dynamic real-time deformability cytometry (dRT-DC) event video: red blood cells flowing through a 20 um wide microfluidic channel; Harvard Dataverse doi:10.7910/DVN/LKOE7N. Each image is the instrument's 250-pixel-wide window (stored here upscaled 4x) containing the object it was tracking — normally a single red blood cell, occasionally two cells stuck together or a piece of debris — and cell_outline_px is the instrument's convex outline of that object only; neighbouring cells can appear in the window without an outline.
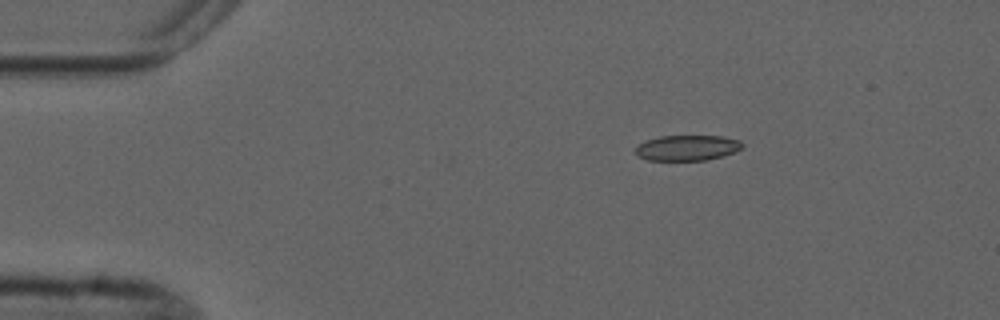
{"species": "common noctule bat (a hibernating species)", "species_latin": "Nyctalus noctula", "temperature_condition": "cold", "stored_images_in_passage": 5, "camera_frame_rate_fps": 3000, "um_per_image_px": 0.085, "animal": {"sex": "male", "forearm_length_mm": 52.5}, "frame": {"image": 1, "passage_image": 3, "time_ms": 2.333, "image_size_px": [1000, 320], "cell_outline_px": [[744, 144], [736, 152], [708, 160], [648, 160], [636, 156], [636, 148], [644, 140], [660, 136], [720, 136], [740, 140]], "centroid_in_image_um": [58.41, 12.57], "position_along_channel_um": 26.6, "area_um2": 15.9}}